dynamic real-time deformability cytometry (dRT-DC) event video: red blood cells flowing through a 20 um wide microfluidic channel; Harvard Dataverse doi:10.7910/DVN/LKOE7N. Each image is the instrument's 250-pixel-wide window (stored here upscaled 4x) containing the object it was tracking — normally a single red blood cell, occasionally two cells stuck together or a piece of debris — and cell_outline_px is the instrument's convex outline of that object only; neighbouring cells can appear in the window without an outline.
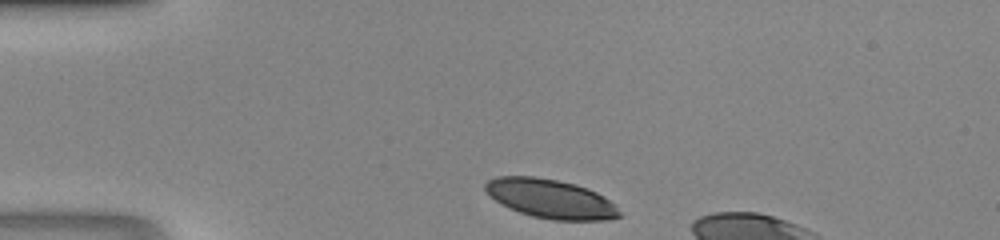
{"species": "human", "species_latin": "Homo sapiens", "temperature_condition": "room temperature", "stored_images_in_passage": 5, "camera_frame_rate_fps": 3000, "um_per_image_px": 0.085, "donor": {"sex": "male"}, "frame": {"image": 1, "passage_image": 1, "time_ms": 0.0, "image_size_px": [1000, 240], "cell_outline_px": [[624, 216], [608, 220], [552, 220], [532, 216], [508, 208], [500, 204], [484, 188], [484, 184], [488, 180], [496, 176], [536, 176], [576, 184], [588, 188], [604, 196], [616, 204]], "centroid_in_image_um": [46.85, 16.9], "position_along_channel_um": 38.2, "area_um2": 30.81}}